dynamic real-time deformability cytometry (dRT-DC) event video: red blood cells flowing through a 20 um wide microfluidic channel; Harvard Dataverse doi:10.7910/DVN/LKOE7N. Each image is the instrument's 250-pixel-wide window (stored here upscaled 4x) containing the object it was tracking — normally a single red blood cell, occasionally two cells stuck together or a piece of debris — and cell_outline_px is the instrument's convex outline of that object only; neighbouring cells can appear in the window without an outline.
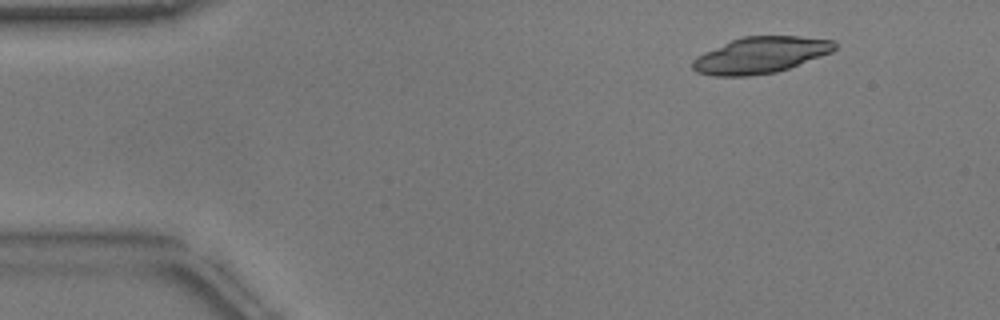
{"species": "common noctule bat (a hibernating species)", "species_latin": "Nyctalus noctula", "temperature_condition": "warm", "stored_images_in_passage": 52, "camera_frame_rate_fps": 3000, "um_per_image_px": 0.085, "animal": {"sex": "male", "body_mass_g": 17.9}, "frame": {"image": 1, "passage_image": 6, "time_ms": 1.667, "image_size_px": [1000, 320], "cell_outline_px": [[836, 48], [832, 52], [788, 68], [776, 72], [748, 76], [712, 76], [696, 72], [692, 68], [692, 60], [696, 56], [704, 52], [732, 40], [744, 36], [800, 36], [832, 40], [836, 44]], "centroid_in_image_um": [64.62, 4.69], "position_along_channel_um": 20.4, "area_um2": 29.94}}